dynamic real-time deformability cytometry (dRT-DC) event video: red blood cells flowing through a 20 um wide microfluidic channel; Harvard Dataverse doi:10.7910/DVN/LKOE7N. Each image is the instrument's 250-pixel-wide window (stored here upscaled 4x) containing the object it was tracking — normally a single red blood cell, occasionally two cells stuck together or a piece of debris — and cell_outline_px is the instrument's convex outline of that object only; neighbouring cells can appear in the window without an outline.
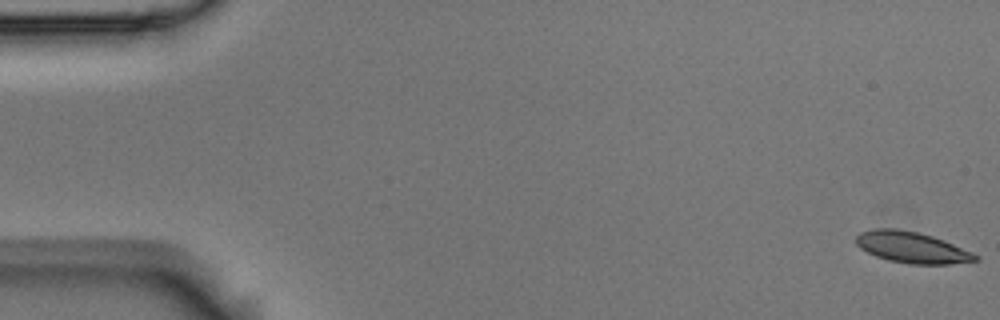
{"species": "Egyptian fruit bat (a non-hibernating species)", "species_latin": "Rousettus aegyptiacus", "temperature_condition": "room temperature", "stored_images_in_passage": 56, "camera_frame_rate_fps": 3000, "um_per_image_px": 0.085, "animal": {"sex": "male"}, "frame": {"image": 1, "passage_image": 1, "time_ms": 0.0, "image_size_px": [1000, 320], "cell_outline_px": [[980, 260], [948, 264], [908, 264], [888, 260], [876, 256], [860, 248], [856, 244], [856, 236], [860, 232], [872, 228], [896, 228], [916, 232], [932, 236], [944, 240], [972, 252], [980, 256]], "centroid_in_image_um": [77.5, 21.03], "position_along_channel_um": 7.5, "area_um2": 21.73}}
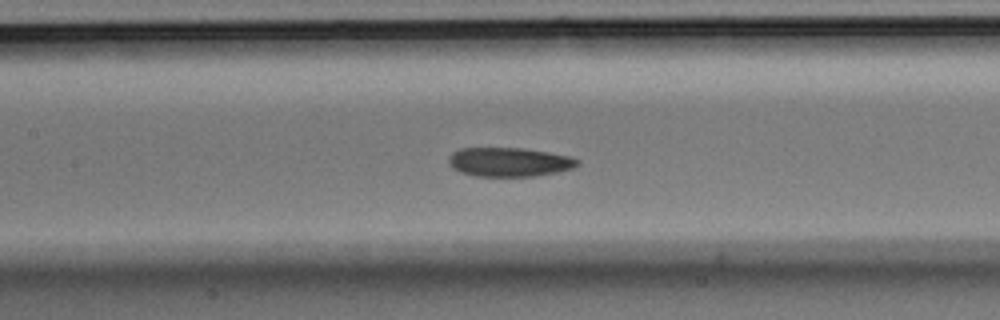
{"frame": {"image": 2, "passage_image": 26, "time_ms": 8.333, "image_size_px": [1000, 320], "cell_outline_px": [[580, 164], [572, 168], [556, 172], [532, 176], [476, 176], [460, 172], [452, 168], [448, 160], [448, 156], [452, 152], [460, 148], [524, 148], [548, 152], [568, 156], [580, 160]], "centroid_in_image_um": [43.25, 13.76], "position_along_channel_um": 164.1, "area_um2": 21.79}}
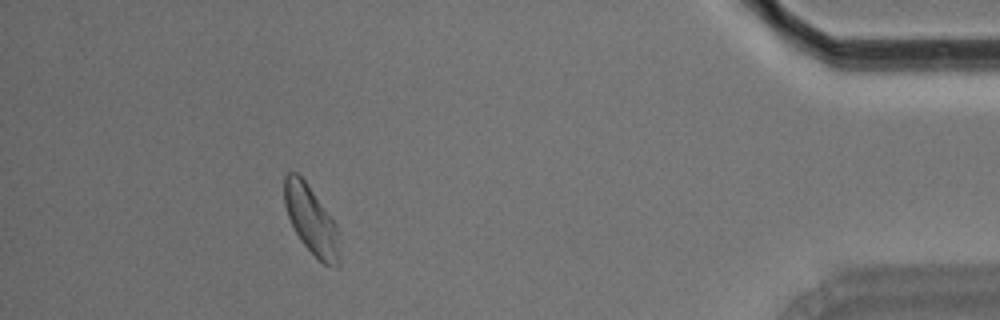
{"frame": {"image": 3, "passage_image": 51, "time_ms": 16.667, "image_size_px": [1000, 320], "cell_outline_px": [[340, 264], [336, 268], [324, 264], [300, 240], [288, 216], [284, 204], [284, 176], [288, 172], [296, 172], [304, 180], [336, 224], [340, 256]], "centroid_in_image_um": [26.45, 18.72], "position_along_channel_um": 408.8, "area_um2": 21.5}, "authors_computed_cell_mechanics": {"area_um2": 21.964, "velocity_mm_per_s": 3.5881, "shape_relaxation_time_tau1_ms": 3.9183, "shape_relaxation_time_tau2_ms": 5.2923, "deformation_change_tau1": 0.0964, "deformation_change_tau2": 0.0997}}